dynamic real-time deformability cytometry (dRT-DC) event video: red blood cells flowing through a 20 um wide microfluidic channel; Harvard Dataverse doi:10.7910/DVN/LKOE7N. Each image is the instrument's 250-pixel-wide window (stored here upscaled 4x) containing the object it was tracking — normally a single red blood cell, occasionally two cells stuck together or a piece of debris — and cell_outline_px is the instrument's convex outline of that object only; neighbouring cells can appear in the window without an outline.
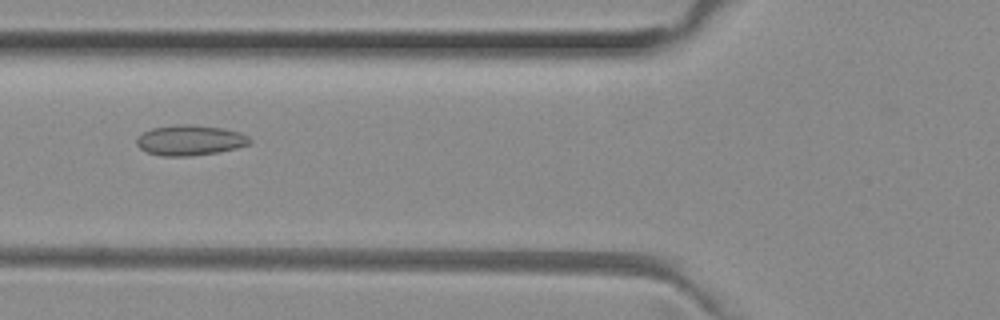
{"species": "common noctule bat (a hibernating species)", "species_latin": "Nyctalus noctula", "temperature_condition": "room temperature", "stored_images_in_passage": 34, "camera_frame_rate_fps": 3000, "um_per_image_px": 0.085, "animal": {"sex": "female", "body_mass_g": 29.2, "forearm_length_mm": 56.3}, "frame": {"image": 1, "passage_image": 8, "time_ms": 2.333, "image_size_px": [1000, 320], "cell_outline_px": [[252, 140], [248, 144], [236, 148], [216, 152], [192, 156], [160, 156], [148, 152], [140, 148], [136, 144], [136, 140], [144, 132], [152, 128], [176, 124], [188, 124], [224, 128], [240, 132], [248, 136]], "centroid_in_image_um": [16.15, 11.91], "position_along_channel_um": 109.6, "area_um2": 19.94}}
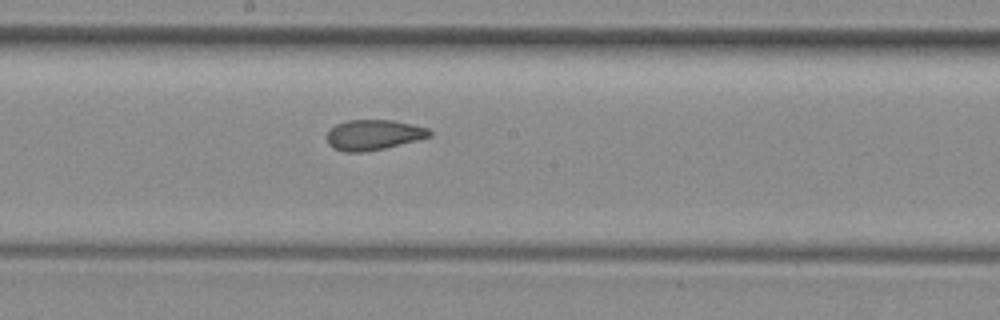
{"frame": {"image": 2, "passage_image": 16, "time_ms": 5.0, "image_size_px": [1000, 320], "cell_outline_px": [[432, 136], [384, 148], [364, 152], [344, 152], [332, 148], [328, 144], [328, 132], [336, 124], [348, 120], [392, 120], [428, 128], [432, 132]], "centroid_in_image_um": [31.74, 11.46], "position_along_channel_um": 216.5, "area_um2": 17.98}}
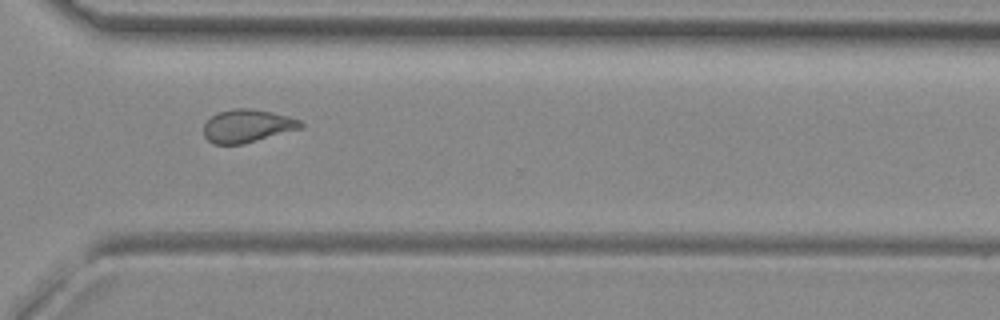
{"frame": {"image": 3, "passage_image": 26, "time_ms": 8.333, "image_size_px": [1000, 320], "cell_outline_px": [[304, 124], [300, 128], [244, 144], [212, 144], [204, 136], [204, 124], [216, 112], [236, 108], [248, 108], [272, 112], [288, 116], [300, 120]], "centroid_in_image_um": [20.99, 10.7], "position_along_channel_um": 349.6, "area_um2": 18.55}, "authors_computed_cell_mechanics": {"area_um2": 18.5827, "velocity_mm_per_s": 3.9966, "shape_relaxation_time_tau1_ms": null, "shape_relaxation_time_tau2_ms": 1.7307, "deformation_change_tau1": null, "deformation_change_tau2": 0.0758}}